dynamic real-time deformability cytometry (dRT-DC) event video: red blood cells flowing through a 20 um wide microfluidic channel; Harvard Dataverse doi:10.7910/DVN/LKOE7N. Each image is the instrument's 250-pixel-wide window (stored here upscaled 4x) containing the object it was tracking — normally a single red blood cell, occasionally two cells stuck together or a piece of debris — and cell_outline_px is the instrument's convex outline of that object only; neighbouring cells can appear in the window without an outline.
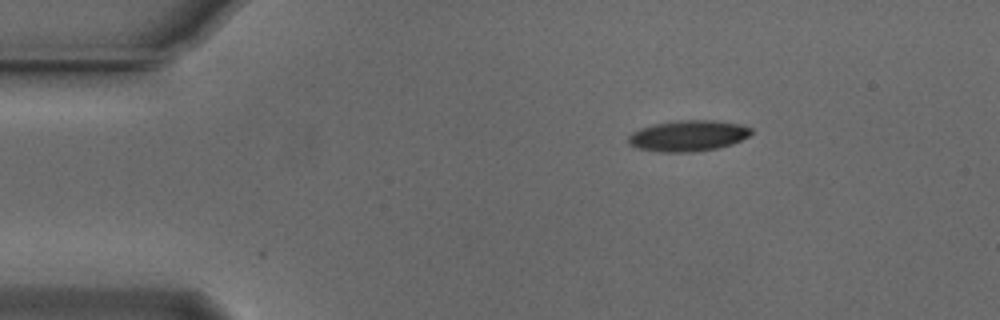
{"species": "Egyptian fruit bat (a non-hibernating species)", "species_latin": "Rousettus aegyptiacus", "temperature_condition": "cold", "stored_images_in_passage": 2, "camera_frame_rate_fps": 3000, "um_per_image_px": 0.085, "animal": {"sex": "male"}, "frame": {"image": 1, "passage_image": 1, "time_ms": 0.0, "image_size_px": [1000, 320], "cell_outline_px": [[752, 132], [748, 136], [732, 144], [716, 148], [692, 152], [660, 152], [636, 148], [628, 144], [628, 136], [632, 132], [640, 128], [652, 124], [672, 120], [716, 120], [740, 124], [752, 128]], "centroid_in_image_um": [58.45, 11.53], "position_along_channel_um": 26.5, "area_um2": 22.37}}